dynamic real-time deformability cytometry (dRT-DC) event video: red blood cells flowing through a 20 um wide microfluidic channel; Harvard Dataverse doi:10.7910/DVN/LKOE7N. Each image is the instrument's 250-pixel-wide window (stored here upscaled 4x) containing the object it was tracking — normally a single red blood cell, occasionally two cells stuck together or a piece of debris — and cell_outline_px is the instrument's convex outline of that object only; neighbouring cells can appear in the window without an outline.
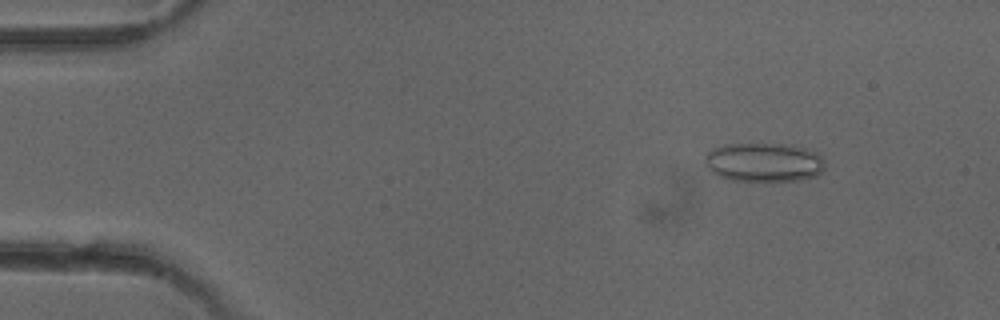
{"species": "common noctule bat (a hibernating species)", "species_latin": "Nyctalus noctula", "temperature_condition": "cold", "stored_images_in_passage": 7, "camera_frame_rate_fps": 3000, "um_per_image_px": 0.085, "animal": {"sex": "female"}, "frame": {"image": 1, "passage_image": 2, "time_ms": 1.333, "image_size_px": [1000, 320], "cell_outline_px": [[824, 168], [816, 176], [800, 180], [732, 180], [720, 176], [712, 172], [704, 164], [704, 156], [712, 148], [724, 144], [792, 144], [804, 148], [820, 156], [824, 160]], "centroid_in_image_um": [64.89, 13.78], "position_along_channel_um": 20.1, "area_um2": 27.17}}
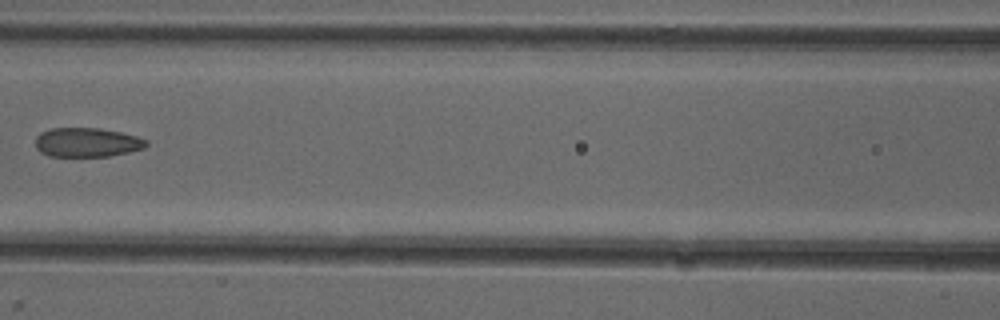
{"frame": {"image": 2, "passage_image": 7, "time_ms": 7.0, "image_size_px": [1000, 320], "cell_outline_px": [[148, 144], [144, 148], [128, 152], [108, 156], [48, 156], [40, 152], [36, 148], [36, 136], [40, 132], [52, 128], [100, 128], [120, 132], [136, 136], [148, 140]], "centroid_in_image_um": [7.38, 12.1], "position_along_channel_um": 159.2, "area_um2": 18.9}}